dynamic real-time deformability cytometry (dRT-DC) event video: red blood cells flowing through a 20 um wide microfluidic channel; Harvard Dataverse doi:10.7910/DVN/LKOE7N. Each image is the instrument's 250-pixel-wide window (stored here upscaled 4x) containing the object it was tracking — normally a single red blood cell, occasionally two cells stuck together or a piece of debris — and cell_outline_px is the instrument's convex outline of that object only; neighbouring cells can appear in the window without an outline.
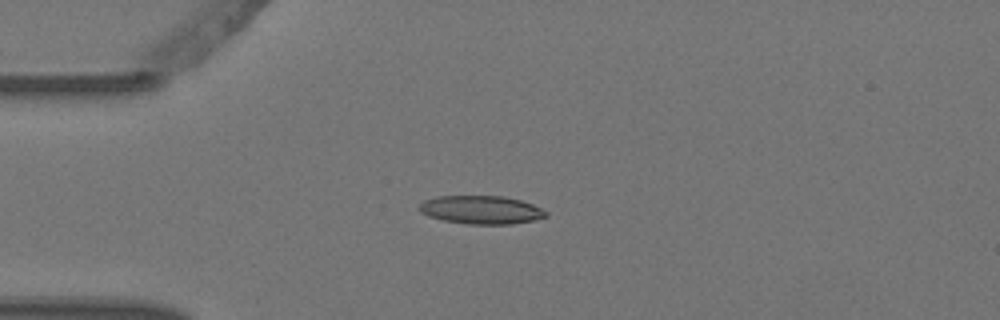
{"species": "Egyptian fruit bat (a non-hibernating species)", "species_latin": "Rousettus aegyptiacus", "temperature_condition": "warm", "stored_images_in_passage": 7, "camera_frame_rate_fps": 3000, "um_per_image_px": 0.085, "animal": {"sex": "female"}, "frame": {"image": 1, "passage_image": 3, "time_ms": 0.667, "image_size_px": [1000, 320], "cell_outline_px": [[548, 216], [532, 220], [512, 224], [468, 224], [444, 220], [428, 216], [420, 212], [420, 204], [424, 200], [436, 196], [504, 196], [520, 200], [532, 204], [548, 212]], "centroid_in_image_um": [40.9, 17.83], "position_along_channel_um": 44.1, "area_um2": 20.81}}
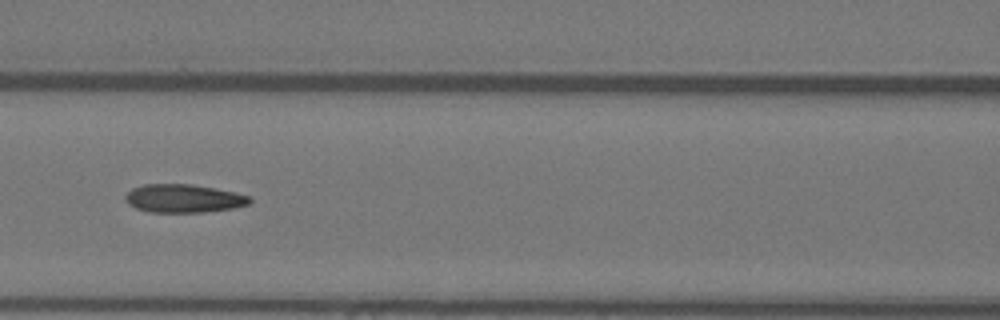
{"frame": {"image": 2, "passage_image": 6, "time_ms": 1.667, "image_size_px": [1000, 320], "cell_outline_px": [[252, 200], [248, 204], [232, 208], [204, 212], [152, 212], [136, 208], [128, 204], [124, 196], [132, 188], [144, 184], [192, 184], [216, 188], [236, 192], [248, 196]], "centroid_in_image_um": [15.59, 16.86], "position_along_channel_um": 151.0, "area_um2": 20.46}}
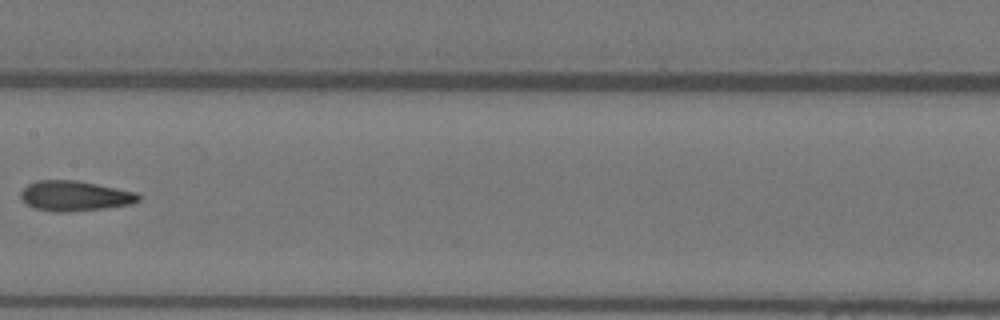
{"frame": {"image": 3, "passage_image": 7, "time_ms": 2.0, "image_size_px": [1000, 320], "cell_outline_px": [[140, 200], [132, 204], [104, 208], [72, 212], [56, 212], [32, 208], [20, 196], [20, 192], [28, 184], [36, 180], [76, 180], [136, 192], [140, 196]], "centroid_in_image_um": [6.35, 16.66], "position_along_channel_um": 201.1, "area_um2": 20.69}}